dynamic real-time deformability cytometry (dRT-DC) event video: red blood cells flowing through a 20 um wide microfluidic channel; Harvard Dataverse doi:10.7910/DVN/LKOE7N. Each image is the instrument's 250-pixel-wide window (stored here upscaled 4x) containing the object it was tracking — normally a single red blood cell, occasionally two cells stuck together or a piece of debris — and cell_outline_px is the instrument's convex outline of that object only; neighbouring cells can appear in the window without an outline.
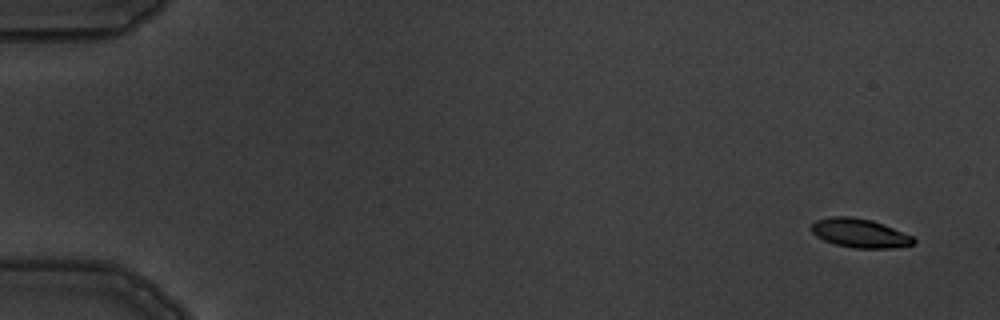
{"species": "common noctule bat (a hibernating species)", "species_latin": "Nyctalus noctula", "temperature_condition": "warm", "stored_images_in_passage": 5, "camera_frame_rate_fps": 3000, "um_per_image_px": 0.085, "animal": {"sex": "male", "body_mass_g": 19.5, "forearm_length_mm": 54.6}, "frame": {"image": 1, "passage_image": 1, "time_ms": 0.0, "image_size_px": [1000, 320], "cell_outline_px": [[916, 240], [912, 244], [892, 248], [852, 248], [836, 244], [824, 240], [816, 236], [812, 232], [812, 224], [816, 220], [832, 216], [852, 216], [872, 220], [884, 224], [912, 236]], "centroid_in_image_um": [73.07, 19.81], "position_along_channel_um": 11.9, "area_um2": 17.17}}